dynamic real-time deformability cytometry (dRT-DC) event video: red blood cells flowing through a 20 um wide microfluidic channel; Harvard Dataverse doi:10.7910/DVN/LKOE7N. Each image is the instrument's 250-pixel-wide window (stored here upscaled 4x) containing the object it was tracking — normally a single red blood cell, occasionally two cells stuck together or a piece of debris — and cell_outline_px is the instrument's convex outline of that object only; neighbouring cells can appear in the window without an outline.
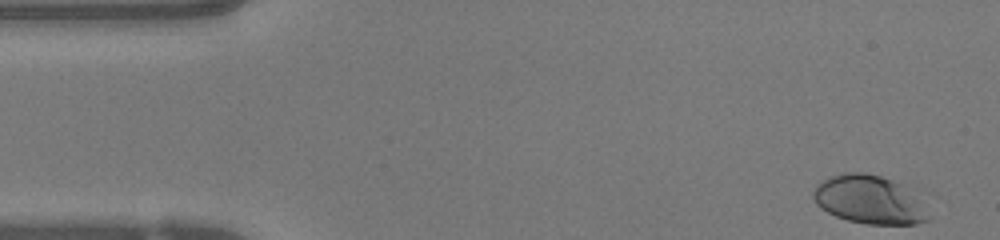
{"species": "human", "species_latin": "Homo sapiens", "temperature_condition": "warm", "stored_images_in_passage": 47, "camera_frame_rate_fps": 3000, "um_per_image_px": 0.085, "donor": {"sex": "female"}, "frame": {"image": 1, "passage_image": 1, "time_ms": 0.0, "image_size_px": [1000, 240], "cell_outline_px": [[928, 220], [916, 224], [868, 224], [848, 220], [836, 216], [820, 208], [816, 204], [812, 196], [812, 192], [816, 184], [832, 176], [844, 172], [864, 172], [880, 176], [892, 180], [900, 184]], "centroid_in_image_um": [73.68, 16.96], "position_along_channel_um": 11.3, "area_um2": 31.04}}
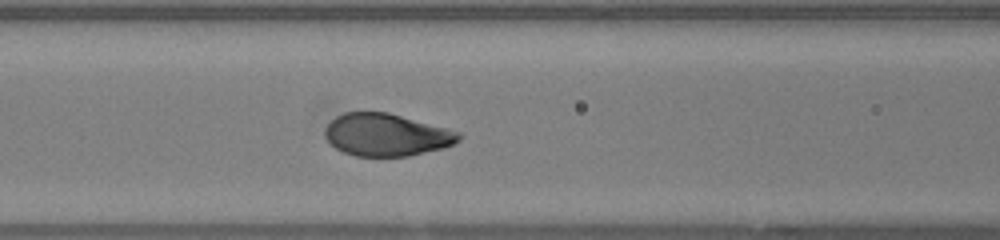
{"frame": {"image": 2, "passage_image": 18, "time_ms": 5.667, "image_size_px": [1000, 240], "cell_outline_px": [[464, 136], [460, 140], [444, 148], [408, 156], [356, 156], [344, 152], [336, 148], [324, 136], [324, 128], [336, 116], [344, 112], [388, 112], [460, 132]], "centroid_in_image_um": [32.85, 11.46], "position_along_channel_um": 133.8, "area_um2": 33.0}}
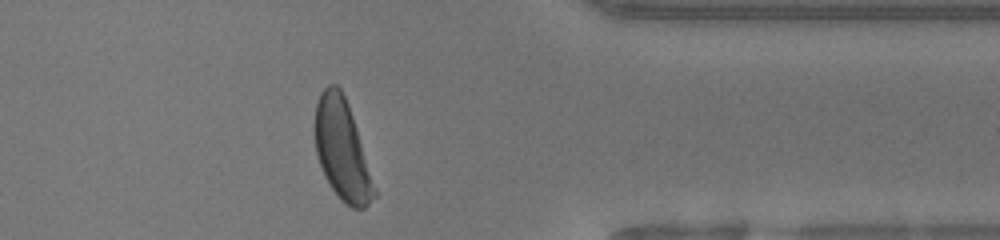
{"frame": {"image": 3, "passage_image": 37, "time_ms": 12.0, "image_size_px": [1000, 240], "cell_outline_px": [[376, 196], [364, 208], [352, 208], [340, 200], [324, 176], [316, 152], [316, 104], [320, 92], [328, 84], [336, 84], [340, 88], [348, 104], [376, 188]], "centroid_in_image_um": [29.08, 12.75], "position_along_channel_um": 382.3, "area_um2": 34.1}, "authors_computed_cell_mechanics": {"area_um2": 34.2754, "velocity_mm_per_s": 4.194, "shape_relaxation_time_tau1_ms": 2.0282, "shape_relaxation_time_tau2_ms": null, "deformation_change_tau1": 0.1675, "deformation_change_tau2": null}}